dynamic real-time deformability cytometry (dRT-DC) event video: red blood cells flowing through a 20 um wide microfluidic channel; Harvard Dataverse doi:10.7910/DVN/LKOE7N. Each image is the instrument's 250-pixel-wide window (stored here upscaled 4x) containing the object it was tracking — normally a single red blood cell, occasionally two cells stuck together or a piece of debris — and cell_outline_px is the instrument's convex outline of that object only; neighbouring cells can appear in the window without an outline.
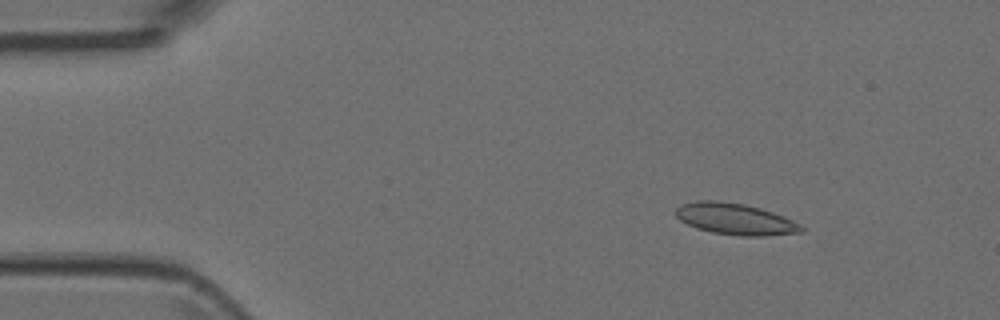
{"species": "Egyptian fruit bat (a non-hibernating species)", "species_latin": "Rousettus aegyptiacus", "temperature_condition": "room temperature", "stored_images_in_passage": 3, "camera_frame_rate_fps": 3000, "um_per_image_px": 0.085, "animal": {"sex": "female"}, "frame": {"image": 1, "passage_image": 1, "time_ms": 0.0, "image_size_px": [1000, 320], "cell_outline_px": [[804, 232], [764, 236], [740, 236], [712, 232], [696, 228], [680, 220], [676, 216], [676, 208], [680, 204], [696, 200], [716, 200], [744, 204], [760, 208], [784, 216], [800, 224], [804, 228]], "centroid_in_image_um": [62.49, 18.61], "position_along_channel_um": 22.5, "area_um2": 23.06}}